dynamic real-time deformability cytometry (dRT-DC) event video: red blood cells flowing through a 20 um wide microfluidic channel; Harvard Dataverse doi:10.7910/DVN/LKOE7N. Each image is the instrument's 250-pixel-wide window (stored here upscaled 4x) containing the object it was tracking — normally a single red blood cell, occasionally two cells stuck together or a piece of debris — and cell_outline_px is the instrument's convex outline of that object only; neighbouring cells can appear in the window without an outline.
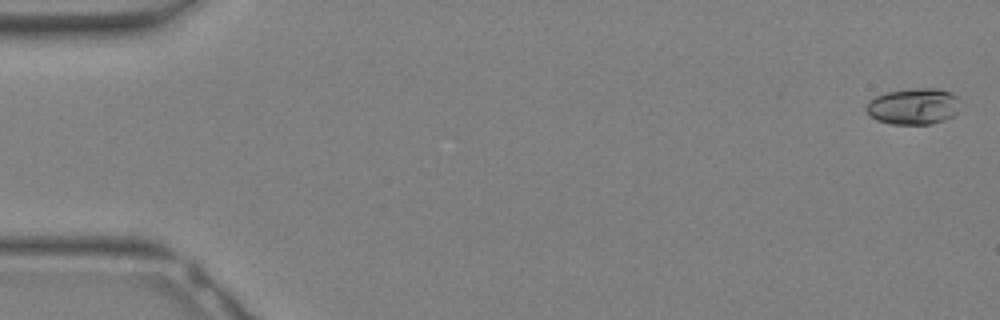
{"species": "Egyptian fruit bat (a non-hibernating species)", "species_latin": "Rousettus aegyptiacus", "temperature_condition": "warm", "stored_images_in_passage": 18, "camera_frame_rate_fps": 3000, "um_per_image_px": 0.085, "animal": {"sex": "female"}, "frame": {"image": 1, "passage_image": 1, "time_ms": 0.0, "image_size_px": [1000, 320], "cell_outline_px": [[960, 100], [956, 112], [952, 116], [944, 120], [928, 124], [892, 124], [876, 120], [864, 108], [868, 100], [876, 96], [888, 92], [916, 88], [936, 88], [952, 92]], "centroid_in_image_um": [77.64, 9.03], "position_along_channel_um": 7.4, "area_um2": 19.83}}
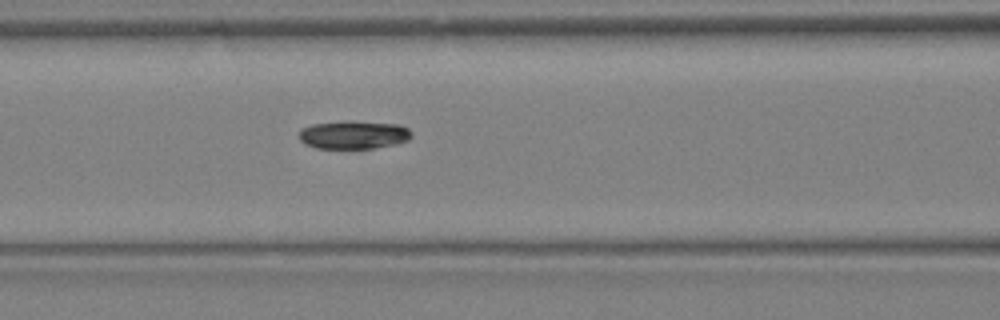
{"frame": {"image": 2, "passage_image": 14, "time_ms": 4.333, "image_size_px": [1000, 320], "cell_outline_px": [[412, 136], [408, 140], [396, 144], [376, 148], [316, 148], [304, 144], [300, 140], [300, 128], [312, 124], [400, 124], [408, 128], [412, 132]], "centroid_in_image_um": [30.08, 11.52], "position_along_channel_um": 136.5, "area_um2": 17.51}}
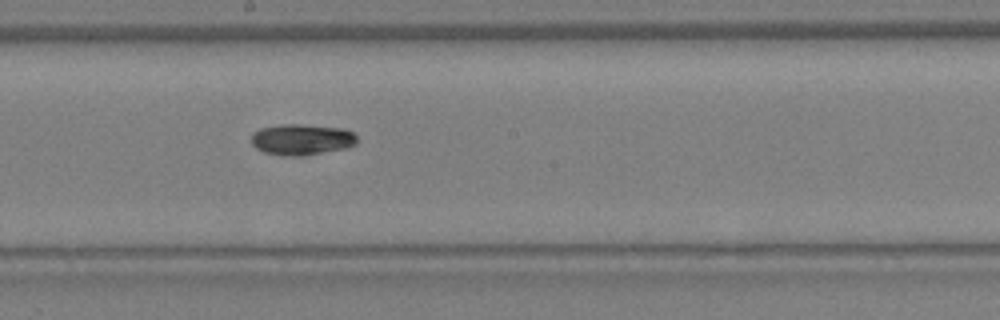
{"frame": {"image": 3, "passage_image": 18, "time_ms": 5.667, "image_size_px": [1000, 320], "cell_outline_px": [[356, 144], [348, 148], [304, 156], [288, 156], [264, 152], [256, 148], [252, 144], [252, 132], [260, 128], [280, 124], [300, 124], [340, 128], [352, 132], [356, 136]], "centroid_in_image_um": [25.63, 11.86], "position_along_channel_um": 222.6, "area_um2": 19.19}}